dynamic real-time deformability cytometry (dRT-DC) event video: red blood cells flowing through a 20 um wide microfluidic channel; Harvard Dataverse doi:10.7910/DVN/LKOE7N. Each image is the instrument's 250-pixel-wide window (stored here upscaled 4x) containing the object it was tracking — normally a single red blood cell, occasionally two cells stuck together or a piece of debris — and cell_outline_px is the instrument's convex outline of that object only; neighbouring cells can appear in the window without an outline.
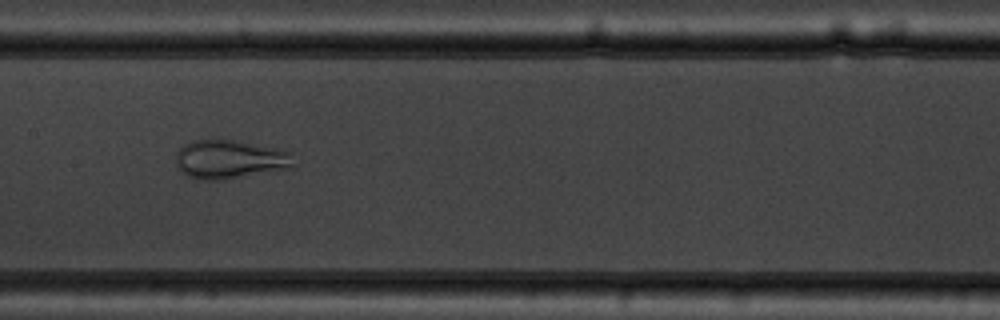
{"species": "common noctule bat (a hibernating species)", "species_latin": "Nyctalus noctula", "temperature_condition": "warm", "stored_images_in_passage": 35, "camera_frame_rate_fps": 3000, "um_per_image_px": 0.085, "animal": {"sex": "male", "body_mass_g": 19.5, "forearm_length_mm": 54.6}, "frame": {"image": 1, "passage_image": 12, "time_ms": 3.667, "image_size_px": [1000, 320], "cell_outline_px": [[292, 168], [224, 180], [196, 180], [180, 172], [176, 164], [176, 152], [184, 144], [192, 140], [212, 136], [276, 148], [292, 152]], "centroid_in_image_um": [19.47, 13.52], "position_along_channel_um": 187.9, "area_um2": 27.4}}
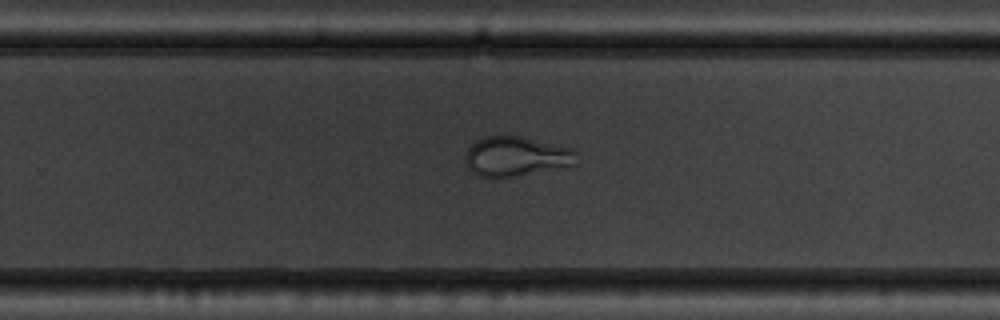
{"frame": {"image": 2, "passage_image": 20, "time_ms": 6.333, "image_size_px": [1000, 320], "cell_outline_px": [[576, 164], [512, 176], [480, 176], [472, 172], [468, 168], [464, 160], [468, 148], [476, 140], [484, 136], [520, 136], [572, 148], [576, 152]], "centroid_in_image_um": [43.84, 13.27], "position_along_channel_um": 286.0, "area_um2": 25.2}}
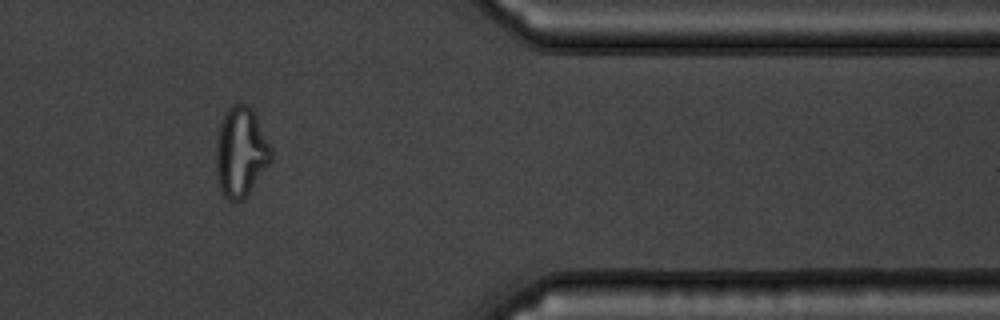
{"frame": {"image": 3, "passage_image": 30, "time_ms": 9.667, "image_size_px": [1000, 320], "cell_outline_px": [[272, 160], [244, 200], [228, 200], [224, 196], [220, 188], [216, 172], [216, 148], [220, 120], [224, 112], [232, 104], [248, 104], [252, 108], [272, 148]], "centroid_in_image_um": [20.47, 12.91], "position_along_channel_um": 390.9, "area_um2": 28.96}, "authors_computed_cell_mechanics": {"area_um2": 28.0908, "velocity_mm_per_s": 3.7032, "shape_relaxation_time_tau1_ms": 6.55, "shape_relaxation_time_tau2_ms": 1.5124, "deformation_change_tau1": 0.1303, "deformation_change_tau2": 0.0644}}